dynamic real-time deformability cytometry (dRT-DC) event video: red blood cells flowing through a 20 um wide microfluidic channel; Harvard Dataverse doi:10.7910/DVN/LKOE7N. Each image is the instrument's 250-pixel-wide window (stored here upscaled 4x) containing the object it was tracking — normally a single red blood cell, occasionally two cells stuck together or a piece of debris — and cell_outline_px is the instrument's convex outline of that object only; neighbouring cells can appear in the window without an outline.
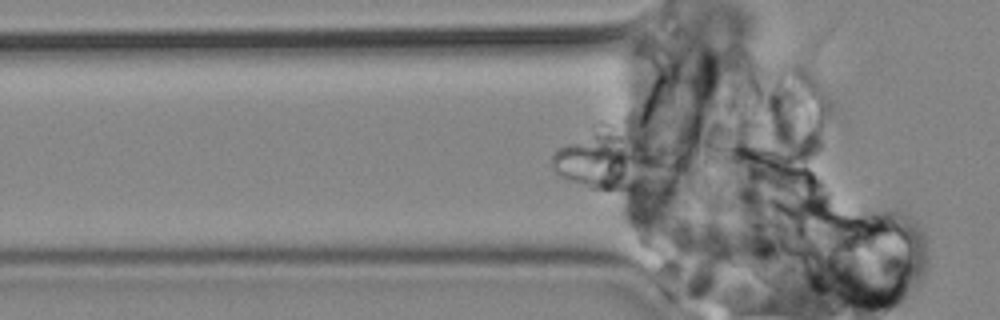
{"species": "common noctule bat (a hibernating species)", "species_latin": "Nyctalus noctula", "temperature_condition": "cold", "stored_images_in_passage": 50, "segment_of_instrument_passage": [1, 2], "camera_frame_rate_fps": 3000, "um_per_image_px": 0.085, "animal": {"sex": "male", "body_mass_g": 19.2, "forearm_length_mm": 51.8}, "frame": {"image": 1, "passage_image": 11, "time_ms": 3.333, "image_size_px": [1000, 320], "cell_outline_px": [[680, 180], [672, 192], [612, 192], [588, 188], [568, 180], [560, 176], [552, 168], [552, 156], [556, 148], [564, 144], [588, 144], [628, 148], [656, 156], [664, 160], [668, 164]], "centroid_in_image_um": [52.15, 14.35], "position_along_channel_um": 73.6, "area_um2": 34.28}}